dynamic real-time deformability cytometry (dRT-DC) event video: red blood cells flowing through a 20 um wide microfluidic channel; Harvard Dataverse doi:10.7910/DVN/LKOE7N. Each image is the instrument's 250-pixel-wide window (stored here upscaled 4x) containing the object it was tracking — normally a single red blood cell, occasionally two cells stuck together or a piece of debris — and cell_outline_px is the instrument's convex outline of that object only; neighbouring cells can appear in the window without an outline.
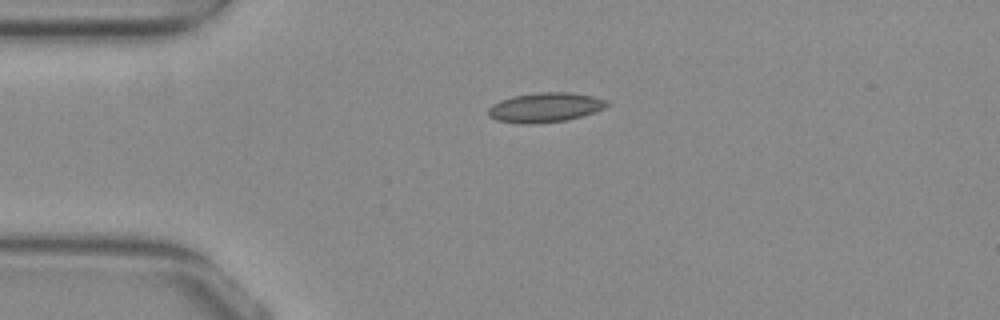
{"species": "common noctule bat (a hibernating species)", "species_latin": "Nyctalus noctula", "temperature_condition": "warm", "stored_images_in_passage": 42, "camera_frame_rate_fps": 3000, "um_per_image_px": 0.085, "animal": {"sex": "female", "body_mass_g": 29.2, "forearm_length_mm": 56.3}, "frame": {"image": 1, "passage_image": 1, "time_ms": 0.0, "image_size_px": [1000, 320], "cell_outline_px": [[608, 104], [604, 108], [568, 120], [528, 124], [524, 124], [496, 120], [488, 116], [488, 108], [492, 104], [500, 100], [512, 96], [540, 92], [568, 92], [592, 96], [608, 100]], "centroid_in_image_um": [46.3, 9.13], "position_along_channel_um": 38.7, "area_um2": 20.35}}
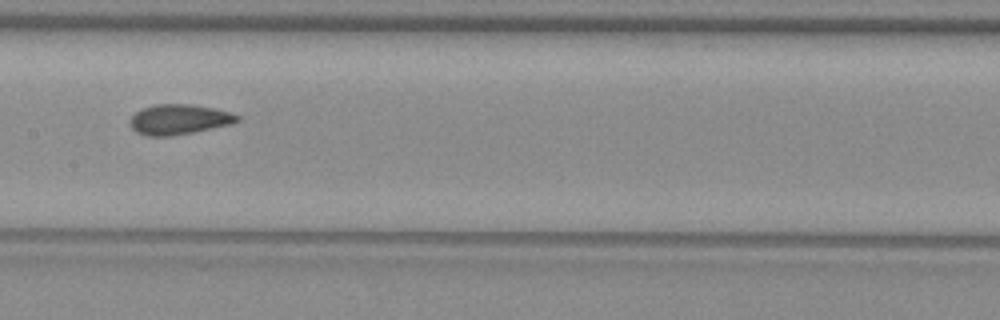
{"frame": {"image": 2, "passage_image": 15, "time_ms": 4.667, "image_size_px": [1000, 320], "cell_outline_px": [[240, 120], [232, 124], [172, 136], [148, 136], [136, 132], [132, 128], [128, 120], [136, 112], [144, 108], [156, 104], [192, 104], [232, 112], [240, 116]], "centroid_in_image_um": [15.22, 10.15], "position_along_channel_um": 192.2, "area_um2": 18.84}}
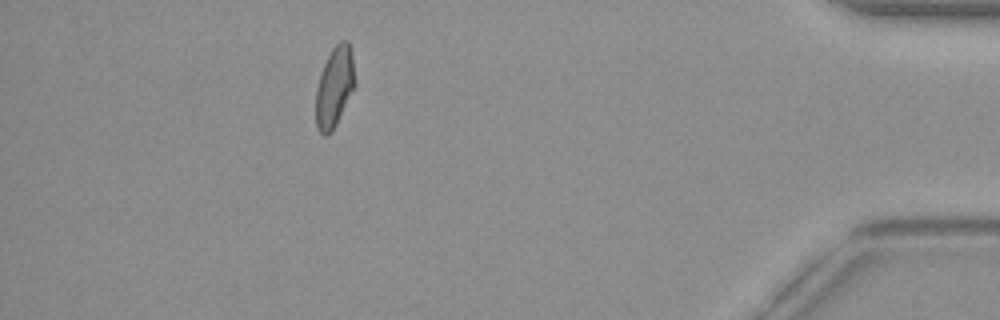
{"frame": {"image": 3, "passage_image": 36, "time_ms": 11.667, "image_size_px": [1000, 320], "cell_outline_px": [[356, 84], [332, 132], [328, 136], [324, 136], [316, 128], [316, 88], [324, 64], [332, 48], [340, 40], [348, 40], [352, 52], [356, 80]], "centroid_in_image_um": [28.44, 7.38], "position_along_channel_um": 406.8, "area_um2": 18.44}, "authors_computed_cell_mechanics": {"area_um2": 18.6983, "velocity_mm_per_s": 3.8847, "shape_relaxation_time_tau1_ms": null, "shape_relaxation_time_tau2_ms": 1.543, "deformation_change_tau1": null, "deformation_change_tau2": 0.0717}}